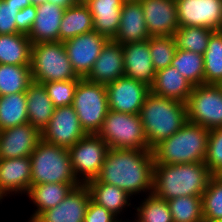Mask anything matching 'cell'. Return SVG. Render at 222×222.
<instances>
[{
  "instance_id": "cell-1",
  "label": "cell",
  "mask_w": 222,
  "mask_h": 222,
  "mask_svg": "<svg viewBox=\"0 0 222 222\" xmlns=\"http://www.w3.org/2000/svg\"><path fill=\"white\" fill-rule=\"evenodd\" d=\"M153 170L152 150L109 148L98 177L91 181L112 184L131 196L143 192L151 194Z\"/></svg>"
},
{
  "instance_id": "cell-2",
  "label": "cell",
  "mask_w": 222,
  "mask_h": 222,
  "mask_svg": "<svg viewBox=\"0 0 222 222\" xmlns=\"http://www.w3.org/2000/svg\"><path fill=\"white\" fill-rule=\"evenodd\" d=\"M212 176L204 162L154 164L152 193L166 201L180 196H202Z\"/></svg>"
},
{
  "instance_id": "cell-3",
  "label": "cell",
  "mask_w": 222,
  "mask_h": 222,
  "mask_svg": "<svg viewBox=\"0 0 222 222\" xmlns=\"http://www.w3.org/2000/svg\"><path fill=\"white\" fill-rule=\"evenodd\" d=\"M140 117L151 150L188 121L186 103L151 92L145 98Z\"/></svg>"
},
{
  "instance_id": "cell-4",
  "label": "cell",
  "mask_w": 222,
  "mask_h": 222,
  "mask_svg": "<svg viewBox=\"0 0 222 222\" xmlns=\"http://www.w3.org/2000/svg\"><path fill=\"white\" fill-rule=\"evenodd\" d=\"M209 131L187 121L176 133L153 149L154 164L201 163L205 161Z\"/></svg>"
},
{
  "instance_id": "cell-5",
  "label": "cell",
  "mask_w": 222,
  "mask_h": 222,
  "mask_svg": "<svg viewBox=\"0 0 222 222\" xmlns=\"http://www.w3.org/2000/svg\"><path fill=\"white\" fill-rule=\"evenodd\" d=\"M31 185L79 183L73 173L69 150L40 140L30 155Z\"/></svg>"
},
{
  "instance_id": "cell-6",
  "label": "cell",
  "mask_w": 222,
  "mask_h": 222,
  "mask_svg": "<svg viewBox=\"0 0 222 222\" xmlns=\"http://www.w3.org/2000/svg\"><path fill=\"white\" fill-rule=\"evenodd\" d=\"M32 80L42 84L82 79L74 71L63 42H39L31 48Z\"/></svg>"
},
{
  "instance_id": "cell-7",
  "label": "cell",
  "mask_w": 222,
  "mask_h": 222,
  "mask_svg": "<svg viewBox=\"0 0 222 222\" xmlns=\"http://www.w3.org/2000/svg\"><path fill=\"white\" fill-rule=\"evenodd\" d=\"M97 135L112 149L151 150L140 114L109 110Z\"/></svg>"
},
{
  "instance_id": "cell-8",
  "label": "cell",
  "mask_w": 222,
  "mask_h": 222,
  "mask_svg": "<svg viewBox=\"0 0 222 222\" xmlns=\"http://www.w3.org/2000/svg\"><path fill=\"white\" fill-rule=\"evenodd\" d=\"M84 131L97 134L109 111L106 87L82 78L72 104Z\"/></svg>"
},
{
  "instance_id": "cell-9",
  "label": "cell",
  "mask_w": 222,
  "mask_h": 222,
  "mask_svg": "<svg viewBox=\"0 0 222 222\" xmlns=\"http://www.w3.org/2000/svg\"><path fill=\"white\" fill-rule=\"evenodd\" d=\"M68 150L77 181L86 184L98 177L109 146L99 135L87 134Z\"/></svg>"
},
{
  "instance_id": "cell-10",
  "label": "cell",
  "mask_w": 222,
  "mask_h": 222,
  "mask_svg": "<svg viewBox=\"0 0 222 222\" xmlns=\"http://www.w3.org/2000/svg\"><path fill=\"white\" fill-rule=\"evenodd\" d=\"M187 119L208 130L222 127V88L220 85L194 86L188 101Z\"/></svg>"
},
{
  "instance_id": "cell-11",
  "label": "cell",
  "mask_w": 222,
  "mask_h": 222,
  "mask_svg": "<svg viewBox=\"0 0 222 222\" xmlns=\"http://www.w3.org/2000/svg\"><path fill=\"white\" fill-rule=\"evenodd\" d=\"M73 106L54 109L48 125L41 132V139L53 145L69 149L86 136Z\"/></svg>"
},
{
  "instance_id": "cell-12",
  "label": "cell",
  "mask_w": 222,
  "mask_h": 222,
  "mask_svg": "<svg viewBox=\"0 0 222 222\" xmlns=\"http://www.w3.org/2000/svg\"><path fill=\"white\" fill-rule=\"evenodd\" d=\"M108 41V38L92 30L63 42L72 67L79 77L85 78L89 74Z\"/></svg>"
},
{
  "instance_id": "cell-13",
  "label": "cell",
  "mask_w": 222,
  "mask_h": 222,
  "mask_svg": "<svg viewBox=\"0 0 222 222\" xmlns=\"http://www.w3.org/2000/svg\"><path fill=\"white\" fill-rule=\"evenodd\" d=\"M179 27L222 31V0H175Z\"/></svg>"
},
{
  "instance_id": "cell-14",
  "label": "cell",
  "mask_w": 222,
  "mask_h": 222,
  "mask_svg": "<svg viewBox=\"0 0 222 222\" xmlns=\"http://www.w3.org/2000/svg\"><path fill=\"white\" fill-rule=\"evenodd\" d=\"M109 110L121 113L140 114L150 87L146 84L122 76L105 85Z\"/></svg>"
},
{
  "instance_id": "cell-15",
  "label": "cell",
  "mask_w": 222,
  "mask_h": 222,
  "mask_svg": "<svg viewBox=\"0 0 222 222\" xmlns=\"http://www.w3.org/2000/svg\"><path fill=\"white\" fill-rule=\"evenodd\" d=\"M90 199L88 188L80 184L57 206L42 212L33 222H83Z\"/></svg>"
},
{
  "instance_id": "cell-16",
  "label": "cell",
  "mask_w": 222,
  "mask_h": 222,
  "mask_svg": "<svg viewBox=\"0 0 222 222\" xmlns=\"http://www.w3.org/2000/svg\"><path fill=\"white\" fill-rule=\"evenodd\" d=\"M150 36H173L179 28L175 0H139Z\"/></svg>"
},
{
  "instance_id": "cell-17",
  "label": "cell",
  "mask_w": 222,
  "mask_h": 222,
  "mask_svg": "<svg viewBox=\"0 0 222 222\" xmlns=\"http://www.w3.org/2000/svg\"><path fill=\"white\" fill-rule=\"evenodd\" d=\"M41 140V132L27 123L0 131V159L27 157Z\"/></svg>"
},
{
  "instance_id": "cell-18",
  "label": "cell",
  "mask_w": 222,
  "mask_h": 222,
  "mask_svg": "<svg viewBox=\"0 0 222 222\" xmlns=\"http://www.w3.org/2000/svg\"><path fill=\"white\" fill-rule=\"evenodd\" d=\"M122 47L124 75L151 87L156 71L153 68L148 40L128 43Z\"/></svg>"
},
{
  "instance_id": "cell-19",
  "label": "cell",
  "mask_w": 222,
  "mask_h": 222,
  "mask_svg": "<svg viewBox=\"0 0 222 222\" xmlns=\"http://www.w3.org/2000/svg\"><path fill=\"white\" fill-rule=\"evenodd\" d=\"M122 76H124L123 47L120 43L109 40L85 79L107 85Z\"/></svg>"
},
{
  "instance_id": "cell-20",
  "label": "cell",
  "mask_w": 222,
  "mask_h": 222,
  "mask_svg": "<svg viewBox=\"0 0 222 222\" xmlns=\"http://www.w3.org/2000/svg\"><path fill=\"white\" fill-rule=\"evenodd\" d=\"M30 187V156L0 159V192L4 196L14 193L27 194Z\"/></svg>"
},
{
  "instance_id": "cell-21",
  "label": "cell",
  "mask_w": 222,
  "mask_h": 222,
  "mask_svg": "<svg viewBox=\"0 0 222 222\" xmlns=\"http://www.w3.org/2000/svg\"><path fill=\"white\" fill-rule=\"evenodd\" d=\"M150 37L140 1H124L120 26L113 41L125 45L136 41H146Z\"/></svg>"
},
{
  "instance_id": "cell-22",
  "label": "cell",
  "mask_w": 222,
  "mask_h": 222,
  "mask_svg": "<svg viewBox=\"0 0 222 222\" xmlns=\"http://www.w3.org/2000/svg\"><path fill=\"white\" fill-rule=\"evenodd\" d=\"M36 9V19L28 34L31 43L58 42L59 28L65 8L46 1L36 5Z\"/></svg>"
},
{
  "instance_id": "cell-23",
  "label": "cell",
  "mask_w": 222,
  "mask_h": 222,
  "mask_svg": "<svg viewBox=\"0 0 222 222\" xmlns=\"http://www.w3.org/2000/svg\"><path fill=\"white\" fill-rule=\"evenodd\" d=\"M125 0H90L86 3L93 18L94 31L113 40L120 26Z\"/></svg>"
},
{
  "instance_id": "cell-24",
  "label": "cell",
  "mask_w": 222,
  "mask_h": 222,
  "mask_svg": "<svg viewBox=\"0 0 222 222\" xmlns=\"http://www.w3.org/2000/svg\"><path fill=\"white\" fill-rule=\"evenodd\" d=\"M193 88L194 86L190 81L184 78L175 67L170 65L156 72L150 92L186 103Z\"/></svg>"
},
{
  "instance_id": "cell-25",
  "label": "cell",
  "mask_w": 222,
  "mask_h": 222,
  "mask_svg": "<svg viewBox=\"0 0 222 222\" xmlns=\"http://www.w3.org/2000/svg\"><path fill=\"white\" fill-rule=\"evenodd\" d=\"M78 185L80 183H41L31 185L26 195L29 196L37 209L30 216L28 222H33L42 212L57 206Z\"/></svg>"
},
{
  "instance_id": "cell-26",
  "label": "cell",
  "mask_w": 222,
  "mask_h": 222,
  "mask_svg": "<svg viewBox=\"0 0 222 222\" xmlns=\"http://www.w3.org/2000/svg\"><path fill=\"white\" fill-rule=\"evenodd\" d=\"M28 112V123L40 132L48 125L55 107L48 97L43 84L32 82L25 92Z\"/></svg>"
},
{
  "instance_id": "cell-27",
  "label": "cell",
  "mask_w": 222,
  "mask_h": 222,
  "mask_svg": "<svg viewBox=\"0 0 222 222\" xmlns=\"http://www.w3.org/2000/svg\"><path fill=\"white\" fill-rule=\"evenodd\" d=\"M85 185L89 190L91 200L117 217L124 210L123 208L131 205L129 200L132 196L117 186L101 181H89Z\"/></svg>"
},
{
  "instance_id": "cell-28",
  "label": "cell",
  "mask_w": 222,
  "mask_h": 222,
  "mask_svg": "<svg viewBox=\"0 0 222 222\" xmlns=\"http://www.w3.org/2000/svg\"><path fill=\"white\" fill-rule=\"evenodd\" d=\"M92 30L93 18L88 6L76 2L64 11L59 28V41L64 42Z\"/></svg>"
},
{
  "instance_id": "cell-29",
  "label": "cell",
  "mask_w": 222,
  "mask_h": 222,
  "mask_svg": "<svg viewBox=\"0 0 222 222\" xmlns=\"http://www.w3.org/2000/svg\"><path fill=\"white\" fill-rule=\"evenodd\" d=\"M32 43L22 33L0 35V64L30 65Z\"/></svg>"
},
{
  "instance_id": "cell-30",
  "label": "cell",
  "mask_w": 222,
  "mask_h": 222,
  "mask_svg": "<svg viewBox=\"0 0 222 222\" xmlns=\"http://www.w3.org/2000/svg\"><path fill=\"white\" fill-rule=\"evenodd\" d=\"M28 123L25 92L0 96V131Z\"/></svg>"
},
{
  "instance_id": "cell-31",
  "label": "cell",
  "mask_w": 222,
  "mask_h": 222,
  "mask_svg": "<svg viewBox=\"0 0 222 222\" xmlns=\"http://www.w3.org/2000/svg\"><path fill=\"white\" fill-rule=\"evenodd\" d=\"M32 82L30 65L0 64V96L26 92Z\"/></svg>"
},
{
  "instance_id": "cell-32",
  "label": "cell",
  "mask_w": 222,
  "mask_h": 222,
  "mask_svg": "<svg viewBox=\"0 0 222 222\" xmlns=\"http://www.w3.org/2000/svg\"><path fill=\"white\" fill-rule=\"evenodd\" d=\"M204 84L219 85L222 82V31H215L203 54Z\"/></svg>"
},
{
  "instance_id": "cell-33",
  "label": "cell",
  "mask_w": 222,
  "mask_h": 222,
  "mask_svg": "<svg viewBox=\"0 0 222 222\" xmlns=\"http://www.w3.org/2000/svg\"><path fill=\"white\" fill-rule=\"evenodd\" d=\"M171 66L175 67L193 86L204 84V60L202 54L177 49Z\"/></svg>"
},
{
  "instance_id": "cell-34",
  "label": "cell",
  "mask_w": 222,
  "mask_h": 222,
  "mask_svg": "<svg viewBox=\"0 0 222 222\" xmlns=\"http://www.w3.org/2000/svg\"><path fill=\"white\" fill-rule=\"evenodd\" d=\"M214 32L215 30L209 28L187 26L179 27L173 34V37L177 49L203 55L207 49L209 39Z\"/></svg>"
},
{
  "instance_id": "cell-35",
  "label": "cell",
  "mask_w": 222,
  "mask_h": 222,
  "mask_svg": "<svg viewBox=\"0 0 222 222\" xmlns=\"http://www.w3.org/2000/svg\"><path fill=\"white\" fill-rule=\"evenodd\" d=\"M167 203L173 222H204L201 196H180Z\"/></svg>"
},
{
  "instance_id": "cell-36",
  "label": "cell",
  "mask_w": 222,
  "mask_h": 222,
  "mask_svg": "<svg viewBox=\"0 0 222 222\" xmlns=\"http://www.w3.org/2000/svg\"><path fill=\"white\" fill-rule=\"evenodd\" d=\"M204 222L222 219V175H213L201 196Z\"/></svg>"
},
{
  "instance_id": "cell-37",
  "label": "cell",
  "mask_w": 222,
  "mask_h": 222,
  "mask_svg": "<svg viewBox=\"0 0 222 222\" xmlns=\"http://www.w3.org/2000/svg\"><path fill=\"white\" fill-rule=\"evenodd\" d=\"M148 42L154 70L170 66L177 50L174 37L151 36Z\"/></svg>"
},
{
  "instance_id": "cell-38",
  "label": "cell",
  "mask_w": 222,
  "mask_h": 222,
  "mask_svg": "<svg viewBox=\"0 0 222 222\" xmlns=\"http://www.w3.org/2000/svg\"><path fill=\"white\" fill-rule=\"evenodd\" d=\"M141 202L140 206L136 207V216L142 222H173L166 200L151 193Z\"/></svg>"
},
{
  "instance_id": "cell-39",
  "label": "cell",
  "mask_w": 222,
  "mask_h": 222,
  "mask_svg": "<svg viewBox=\"0 0 222 222\" xmlns=\"http://www.w3.org/2000/svg\"><path fill=\"white\" fill-rule=\"evenodd\" d=\"M81 79H71L63 81H53L42 83L45 87L48 97L53 103V106H71L75 95L78 82Z\"/></svg>"
},
{
  "instance_id": "cell-40",
  "label": "cell",
  "mask_w": 222,
  "mask_h": 222,
  "mask_svg": "<svg viewBox=\"0 0 222 222\" xmlns=\"http://www.w3.org/2000/svg\"><path fill=\"white\" fill-rule=\"evenodd\" d=\"M29 0H0V35L19 33L16 28V15L30 6Z\"/></svg>"
},
{
  "instance_id": "cell-41",
  "label": "cell",
  "mask_w": 222,
  "mask_h": 222,
  "mask_svg": "<svg viewBox=\"0 0 222 222\" xmlns=\"http://www.w3.org/2000/svg\"><path fill=\"white\" fill-rule=\"evenodd\" d=\"M204 163L213 175H222V127L209 131Z\"/></svg>"
},
{
  "instance_id": "cell-42",
  "label": "cell",
  "mask_w": 222,
  "mask_h": 222,
  "mask_svg": "<svg viewBox=\"0 0 222 222\" xmlns=\"http://www.w3.org/2000/svg\"><path fill=\"white\" fill-rule=\"evenodd\" d=\"M118 217L90 199L83 222H115Z\"/></svg>"
},
{
  "instance_id": "cell-43",
  "label": "cell",
  "mask_w": 222,
  "mask_h": 222,
  "mask_svg": "<svg viewBox=\"0 0 222 222\" xmlns=\"http://www.w3.org/2000/svg\"><path fill=\"white\" fill-rule=\"evenodd\" d=\"M36 5H30L20 10L16 15V28L19 33L28 35L32 30L34 20L36 19Z\"/></svg>"
},
{
  "instance_id": "cell-44",
  "label": "cell",
  "mask_w": 222,
  "mask_h": 222,
  "mask_svg": "<svg viewBox=\"0 0 222 222\" xmlns=\"http://www.w3.org/2000/svg\"><path fill=\"white\" fill-rule=\"evenodd\" d=\"M52 4H57L63 8H68L76 3V0H46Z\"/></svg>"
},
{
  "instance_id": "cell-45",
  "label": "cell",
  "mask_w": 222,
  "mask_h": 222,
  "mask_svg": "<svg viewBox=\"0 0 222 222\" xmlns=\"http://www.w3.org/2000/svg\"><path fill=\"white\" fill-rule=\"evenodd\" d=\"M32 5H38L46 2V0H29Z\"/></svg>"
},
{
  "instance_id": "cell-46",
  "label": "cell",
  "mask_w": 222,
  "mask_h": 222,
  "mask_svg": "<svg viewBox=\"0 0 222 222\" xmlns=\"http://www.w3.org/2000/svg\"><path fill=\"white\" fill-rule=\"evenodd\" d=\"M118 219H119V218H117L115 222H122L121 219H120V220H118ZM123 222H125V221H123ZM127 222H128V221H127ZM130 222H131V221H130ZM133 222H142V221L136 216L135 221H133Z\"/></svg>"
},
{
  "instance_id": "cell-47",
  "label": "cell",
  "mask_w": 222,
  "mask_h": 222,
  "mask_svg": "<svg viewBox=\"0 0 222 222\" xmlns=\"http://www.w3.org/2000/svg\"><path fill=\"white\" fill-rule=\"evenodd\" d=\"M89 1L90 0H76L77 3H83V4H86Z\"/></svg>"
},
{
  "instance_id": "cell-48",
  "label": "cell",
  "mask_w": 222,
  "mask_h": 222,
  "mask_svg": "<svg viewBox=\"0 0 222 222\" xmlns=\"http://www.w3.org/2000/svg\"><path fill=\"white\" fill-rule=\"evenodd\" d=\"M208 222H222V219H219V220H213V221H208Z\"/></svg>"
},
{
  "instance_id": "cell-49",
  "label": "cell",
  "mask_w": 222,
  "mask_h": 222,
  "mask_svg": "<svg viewBox=\"0 0 222 222\" xmlns=\"http://www.w3.org/2000/svg\"><path fill=\"white\" fill-rule=\"evenodd\" d=\"M4 198V195L0 192V201Z\"/></svg>"
}]
</instances>
